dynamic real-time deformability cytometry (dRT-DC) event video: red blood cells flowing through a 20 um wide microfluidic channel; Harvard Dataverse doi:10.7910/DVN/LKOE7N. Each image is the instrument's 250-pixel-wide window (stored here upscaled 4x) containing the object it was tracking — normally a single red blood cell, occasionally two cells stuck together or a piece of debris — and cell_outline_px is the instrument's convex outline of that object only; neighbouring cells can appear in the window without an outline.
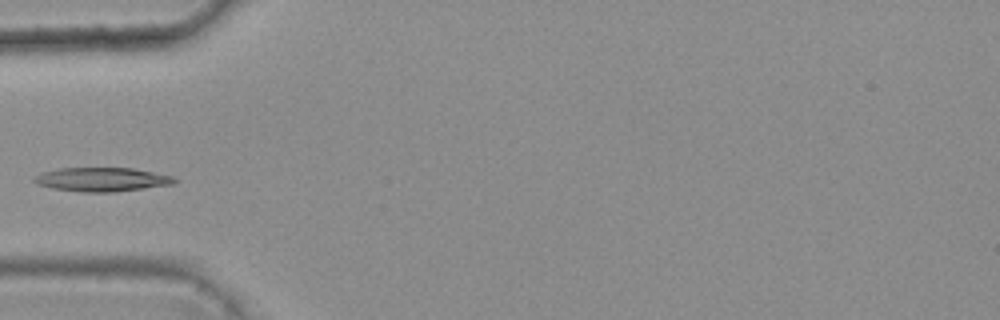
{"species": "common noctule bat (a hibernating species)", "species_latin": "Nyctalus noctula", "temperature_condition": "warm", "stored_images_in_passage": 4, "camera_frame_rate_fps": 3000, "um_per_image_px": 0.085, "animal": {"sex": "female", "body_mass_g": 25.1}, "frame": {"image": 1, "passage_image": 4, "time_ms": 1.0, "image_size_px": [1000, 320], "cell_outline_px": [[176, 180], [172, 184], [116, 192], [80, 192], [52, 188], [36, 184], [32, 180], [36, 176], [44, 172], [60, 168], [132, 168], [172, 176]], "centroid_in_image_um": [8.63, 15.26], "position_along_channel_um": 76.4, "area_um2": 19.36}}